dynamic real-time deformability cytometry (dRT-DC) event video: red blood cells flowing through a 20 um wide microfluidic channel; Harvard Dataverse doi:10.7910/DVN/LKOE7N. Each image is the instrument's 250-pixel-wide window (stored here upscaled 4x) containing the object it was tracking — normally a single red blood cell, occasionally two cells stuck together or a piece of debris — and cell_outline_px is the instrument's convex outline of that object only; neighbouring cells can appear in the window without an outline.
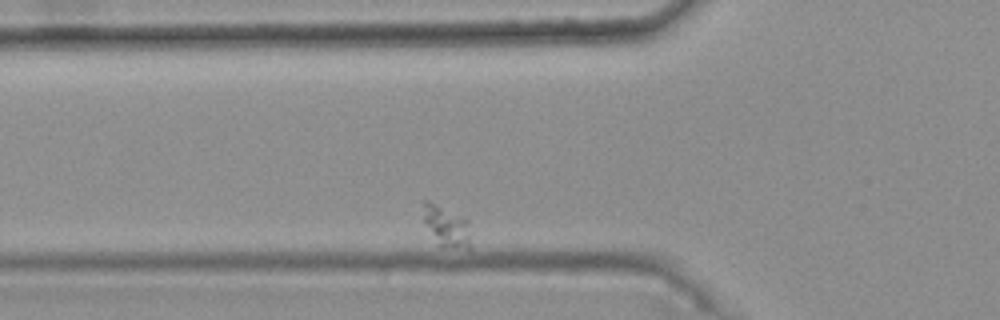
{"species": "common noctule bat (a hibernating species)", "species_latin": "Nyctalus noctula", "temperature_condition": "warm", "stored_images_in_passage": 39, "camera_frame_rate_fps": 3000, "um_per_image_px": 0.085, "animal": {"sex": "female", "body_mass_g": 25.1}, "frame": {"image": 1, "passage_image": 4, "time_ms": 1.0, "image_size_px": [1000, 320], "cell_outline_px": [[472, 248], [440, 248], [424, 220], [424, 200], [428, 200], [468, 220]], "centroid_in_image_um": [38.0, 19.29], "position_along_channel_um": 87.8, "area_um2": 11.16}}
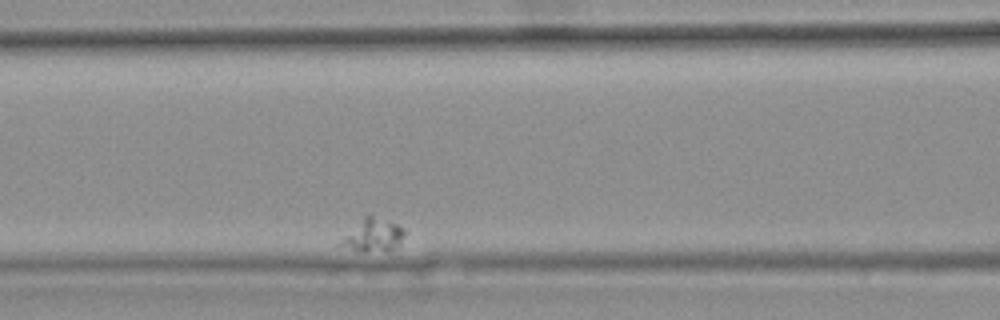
{"frame": {"image": 2, "passage_image": 10, "time_ms": 3.0, "image_size_px": [1000, 320], "cell_outline_px": [[408, 232], [400, 244], [392, 248], [364, 252], [336, 244], [368, 212], [396, 224], [404, 228]], "centroid_in_image_um": [31.74, 19.95], "position_along_channel_um": 134.9, "area_um2": 12.2}}